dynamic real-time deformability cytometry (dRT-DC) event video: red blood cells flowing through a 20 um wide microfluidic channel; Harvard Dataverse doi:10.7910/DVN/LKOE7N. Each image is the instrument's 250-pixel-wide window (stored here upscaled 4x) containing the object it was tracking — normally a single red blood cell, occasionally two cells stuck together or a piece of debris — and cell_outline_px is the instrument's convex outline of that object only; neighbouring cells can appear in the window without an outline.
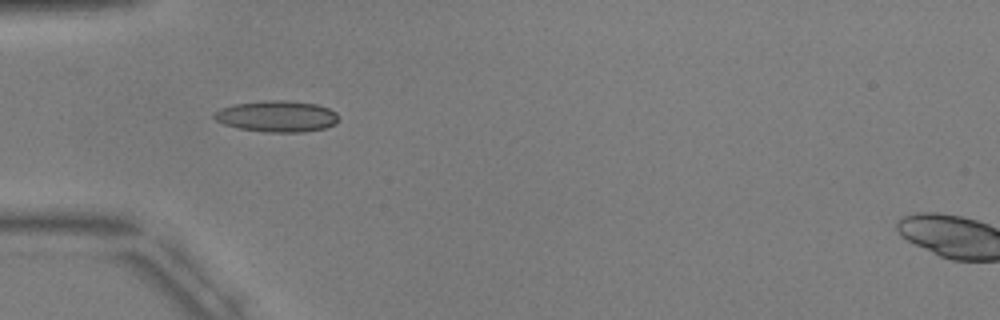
{"species": "common noctule bat (a hibernating species)", "species_latin": "Nyctalus noctula", "temperature_condition": "warm", "stored_images_in_passage": 1, "camera_frame_rate_fps": 3000, "um_per_image_px": 0.085, "animal": {"sex": "male", "body_mass_g": 17.9, "forearm_length_mm": 54.2}, "frame": {"image": 1, "passage_image": 1, "time_ms": 0.0, "image_size_px": [1000, 320], "cell_outline_px": [[336, 124], [324, 128], [304, 132], [268, 132], [240, 128], [224, 124], [216, 120], [212, 116], [212, 112], [220, 108], [236, 104], [264, 100], [288, 100], [316, 104], [328, 108], [336, 112]], "centroid_in_image_um": [23.51, 9.88], "position_along_channel_um": 61.5, "area_um2": 22.6}}